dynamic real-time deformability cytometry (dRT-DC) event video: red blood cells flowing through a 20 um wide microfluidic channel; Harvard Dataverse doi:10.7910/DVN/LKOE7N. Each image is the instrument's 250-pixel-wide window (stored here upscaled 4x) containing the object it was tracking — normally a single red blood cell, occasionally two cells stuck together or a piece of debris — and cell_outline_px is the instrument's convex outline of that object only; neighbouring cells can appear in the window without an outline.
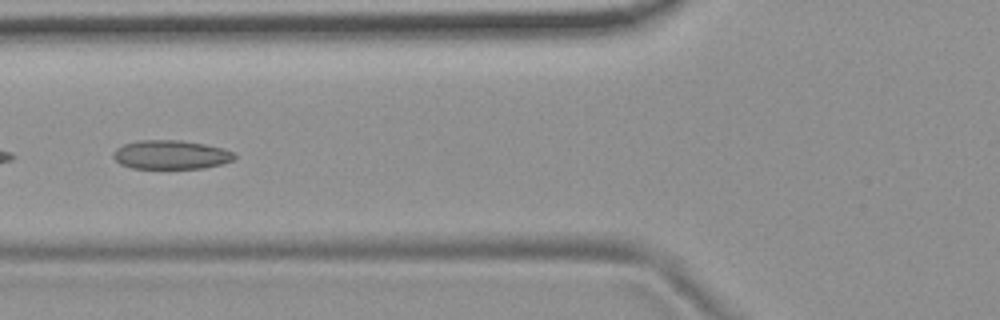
{"species": "common noctule bat (a hibernating species)", "species_latin": "Nyctalus noctula", "temperature_condition": "room temperature", "stored_images_in_passage": 8, "camera_frame_rate_fps": 3000, "um_per_image_px": 0.085, "animal": {"sex": "female", "body_mass_g": 19.9}, "frame": {"image": 1, "passage_image": 6, "time_ms": 1.667, "image_size_px": [1000, 320], "cell_outline_px": [[236, 156], [232, 160], [220, 164], [204, 168], [132, 168], [120, 164], [112, 156], [112, 152], [116, 148], [124, 144], [140, 140], [180, 140], [204, 144], [224, 148], [236, 152]], "centroid_in_image_um": [14.52, 13.14], "position_along_channel_um": 111.3, "area_um2": 20.46}}
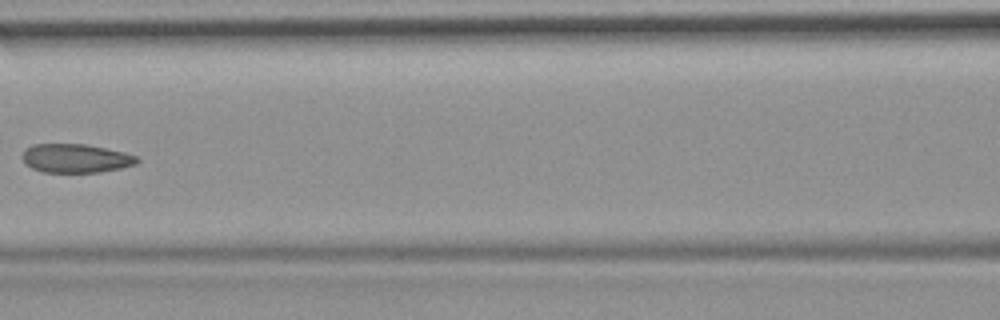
{"frame": {"image": 2, "passage_image": 7, "time_ms": 2.0, "image_size_px": [1000, 320], "cell_outline_px": [[140, 160], [136, 164], [120, 168], [100, 172], [40, 172], [24, 164], [20, 156], [24, 148], [32, 144], [84, 144], [124, 152], [136, 156]], "centroid_in_image_um": [6.36, 13.45], "position_along_channel_um": 160.2, "area_um2": 19.42}}
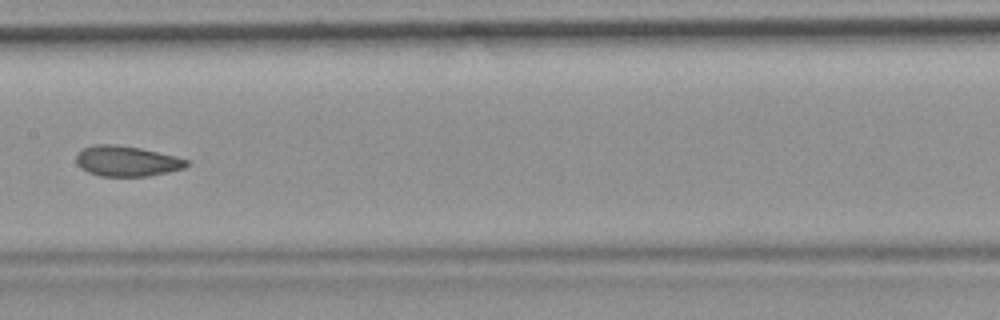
{"frame": {"image": 3, "passage_image": 8, "time_ms": 2.333, "image_size_px": [1000, 320], "cell_outline_px": [[188, 164], [184, 168], [168, 172], [148, 176], [100, 176], [88, 172], [80, 168], [76, 164], [76, 156], [80, 148], [92, 144], [116, 144], [140, 148], [176, 156], [188, 160]], "centroid_in_image_um": [10.72, 13.68], "position_along_channel_um": 196.7, "area_um2": 19.77}}